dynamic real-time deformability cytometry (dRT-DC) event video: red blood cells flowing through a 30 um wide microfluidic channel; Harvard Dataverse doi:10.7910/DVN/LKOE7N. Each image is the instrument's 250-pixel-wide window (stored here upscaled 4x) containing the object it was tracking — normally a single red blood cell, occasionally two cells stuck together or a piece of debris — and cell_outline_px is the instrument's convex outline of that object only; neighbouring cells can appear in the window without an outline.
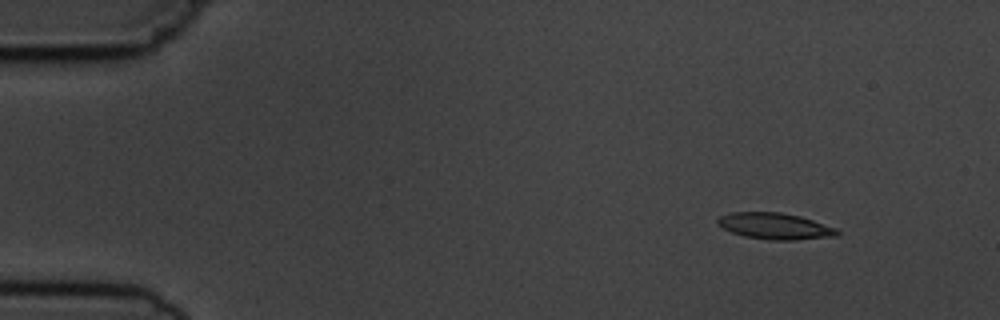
{"species": "common noctule bat (a hibernating species)", "species_latin": "Nyctalus noctula", "temperature_condition": "cold", "stored_images_in_passage": 10, "camera_frame_rate_fps": 3000, "um_per_image_px": 0.085, "animal": {"sex": "male", "body_mass_g": 19.5, "forearm_length_mm": 54.6}, "frame": {"image": 1, "passage_image": 1, "time_ms": 0.0, "image_size_px": [1000, 320], "cell_outline_px": [[840, 232], [836, 236], [796, 240], [772, 240], [744, 236], [732, 232], [724, 228], [716, 220], [720, 216], [732, 212], [780, 212], [800, 216], [836, 228]], "centroid_in_image_um": [65.89, 19.22], "position_along_channel_um": 19.1, "area_um2": 18.15}}
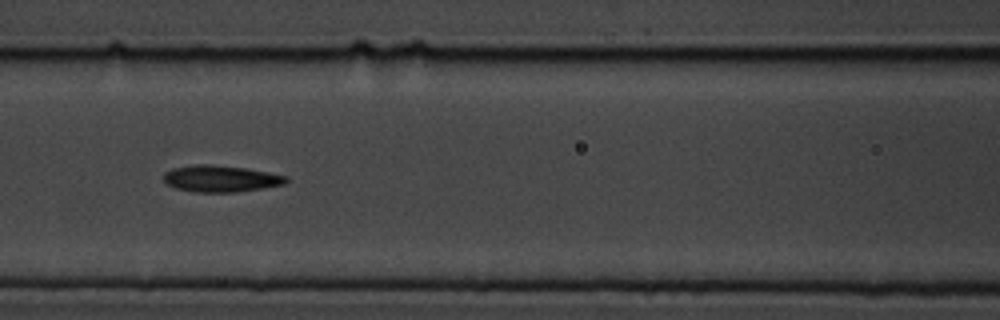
{"frame": {"image": 2, "passage_image": 6, "time_ms": 6.0, "image_size_px": [1000, 320], "cell_outline_px": [[288, 180], [284, 184], [264, 188], [236, 192], [196, 192], [176, 188], [168, 184], [164, 180], [164, 172], [172, 168], [196, 164], [212, 164], [244, 168], [268, 172], [288, 176]], "centroid_in_image_um": [18.77, 15.18], "position_along_channel_um": 147.8, "area_um2": 18.96}}
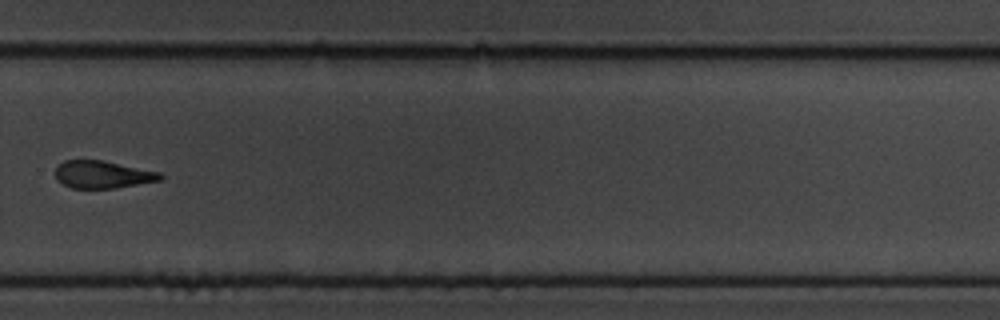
{"frame": {"image": 3, "passage_image": 10, "time_ms": 10.667, "image_size_px": [1000, 320], "cell_outline_px": [[164, 176], [160, 180], [116, 188], [72, 188], [56, 180], [56, 164], [64, 160], [104, 160], [160, 172]], "centroid_in_image_um": [8.7, 14.82], "position_along_channel_um": 321.1, "area_um2": 16.88}}